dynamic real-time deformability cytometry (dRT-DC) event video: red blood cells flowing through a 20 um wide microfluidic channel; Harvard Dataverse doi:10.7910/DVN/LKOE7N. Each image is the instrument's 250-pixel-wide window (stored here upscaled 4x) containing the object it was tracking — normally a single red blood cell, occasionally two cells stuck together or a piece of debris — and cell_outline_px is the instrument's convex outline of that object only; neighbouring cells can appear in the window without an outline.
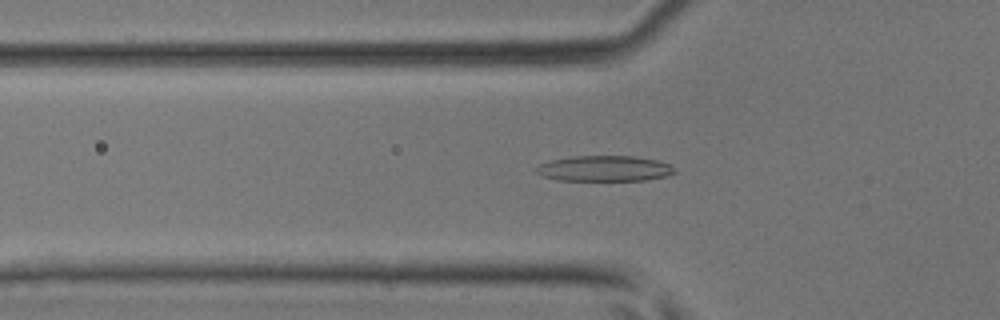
{"species": "common noctule bat (a hibernating species)", "species_latin": "Nyctalus noctula", "temperature_condition": "room temperature", "stored_images_in_passage": 31, "camera_frame_rate_fps": 3000, "um_per_image_px": 0.085, "animal": {"sex": "male", "body_mass_g": 17.9, "forearm_length_mm": 54.2}, "frame": {"image": 1, "passage_image": 5, "time_ms": 1.333, "image_size_px": [1000, 320], "cell_outline_px": [[676, 172], [664, 176], [644, 180], [560, 180], [544, 176], [536, 172], [532, 168], [540, 164], [552, 160], [572, 156], [632, 156], [660, 160], [676, 168]], "centroid_in_image_um": [51.38, 14.31], "position_along_channel_um": 74.4, "area_um2": 20.58}}
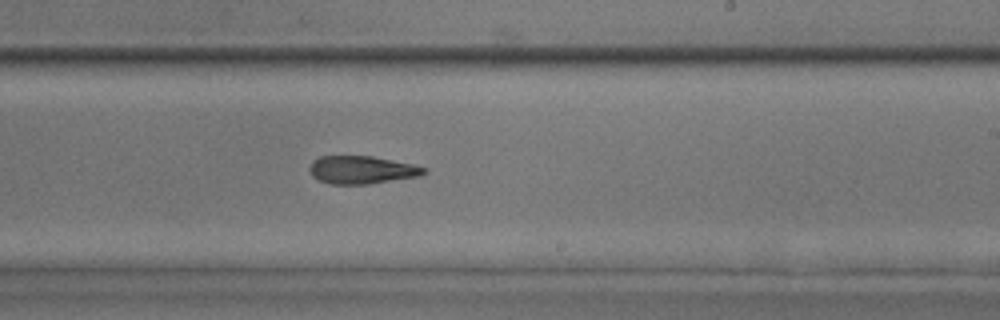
{"frame": {"image": 2, "passage_image": 17, "time_ms": 5.333, "image_size_px": [1000, 320], "cell_outline_px": [[428, 172], [420, 176], [368, 184], [332, 184], [316, 180], [312, 176], [308, 168], [312, 160], [320, 156], [372, 156], [412, 164], [428, 168]], "centroid_in_image_um": [30.73, 14.44], "position_along_channel_um": 258.3, "area_um2": 18.79}}
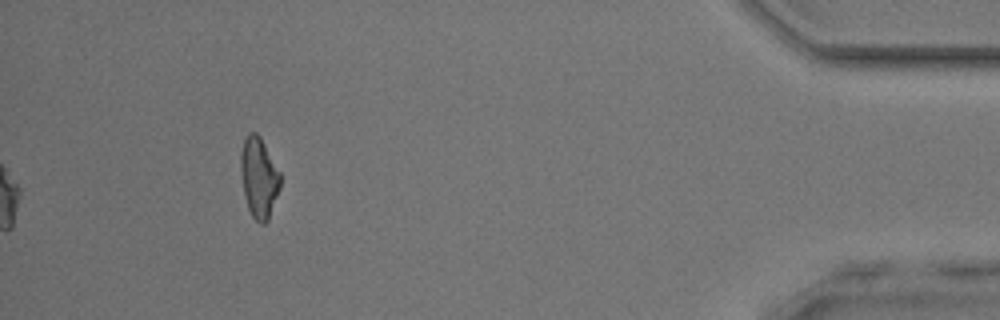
{"frame": {"image": 3, "passage_image": 31, "time_ms": 10.0, "image_size_px": [1000, 320], "cell_outline_px": [[280, 188], [268, 220], [264, 224], [260, 224], [252, 216], [248, 208], [244, 196], [240, 172], [240, 152], [244, 136], [248, 132], [256, 132], [260, 136], [280, 172]], "centroid_in_image_um": [21.98, 15.06], "position_along_channel_um": 413.2, "area_um2": 18.79}}